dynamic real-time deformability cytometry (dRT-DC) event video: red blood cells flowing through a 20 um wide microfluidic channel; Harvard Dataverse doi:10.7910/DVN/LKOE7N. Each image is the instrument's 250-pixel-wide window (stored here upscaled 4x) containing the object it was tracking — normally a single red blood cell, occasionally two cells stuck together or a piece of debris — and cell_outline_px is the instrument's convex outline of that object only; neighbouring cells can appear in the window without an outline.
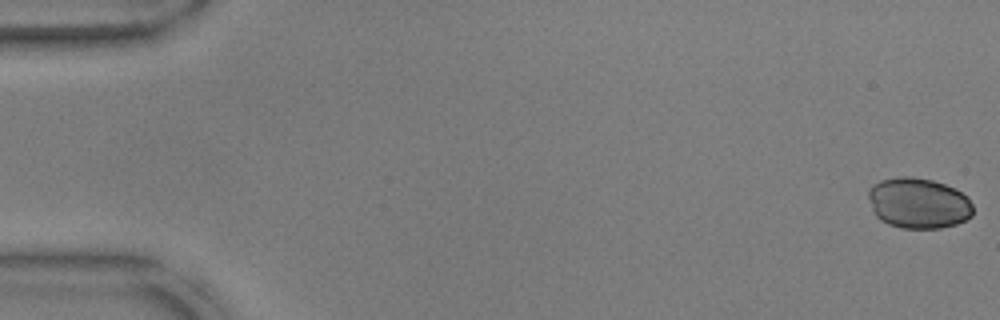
{"species": "common noctule bat (a hibernating species)", "species_latin": "Nyctalus noctula", "temperature_condition": "warm", "stored_images_in_passage": 21, "camera_frame_rate_fps": 3000, "um_per_image_px": 0.085, "animal": {"sex": "male", "body_mass_g": 17.9, "forearm_length_mm": 54.2}, "frame": {"image": 1, "passage_image": 1, "time_ms": 0.0, "image_size_px": [1000, 320], "cell_outline_px": [[972, 216], [956, 224], [940, 228], [900, 228], [888, 224], [880, 220], [876, 216], [872, 208], [868, 196], [868, 192], [872, 184], [880, 180], [900, 176], [912, 176], [932, 180], [956, 188], [968, 196], [972, 204]], "centroid_in_image_um": [78.07, 17.26], "position_along_channel_um": 6.9, "area_um2": 31.15}}
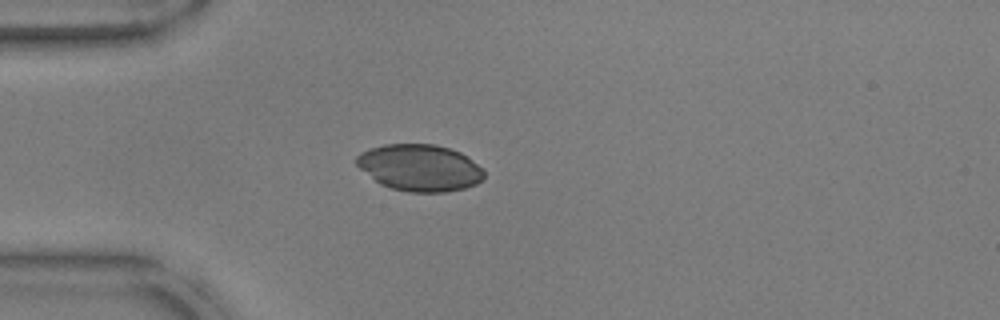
{"frame": {"image": 2, "passage_image": 15, "time_ms": 4.667, "image_size_px": [1000, 320], "cell_outline_px": [[484, 176], [476, 184], [464, 188], [448, 192], [408, 192], [392, 188], [380, 184], [360, 168], [356, 164], [356, 156], [360, 152], [384, 144], [436, 144], [460, 152], [484, 168]], "centroid_in_image_um": [35.69, 14.25], "position_along_channel_um": 49.3, "area_um2": 34.68}}